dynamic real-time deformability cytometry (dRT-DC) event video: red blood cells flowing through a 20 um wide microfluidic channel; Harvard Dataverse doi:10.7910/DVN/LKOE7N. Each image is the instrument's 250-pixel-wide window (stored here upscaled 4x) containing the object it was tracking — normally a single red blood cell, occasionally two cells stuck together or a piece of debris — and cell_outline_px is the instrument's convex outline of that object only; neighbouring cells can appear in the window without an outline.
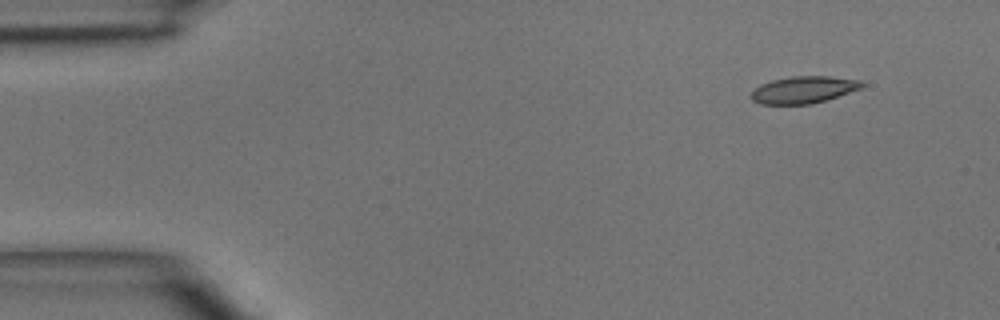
{"species": "common noctule bat (a hibernating species)", "species_latin": "Nyctalus noctula", "temperature_condition": "room temperature", "stored_images_in_passage": 3, "camera_frame_rate_fps": 3000, "um_per_image_px": 0.085, "animal": {"sex": "male", "body_mass_g": 15.6}, "frame": {"image": 1, "passage_image": 1, "time_ms": 0.0, "image_size_px": [1000, 320], "cell_outline_px": [[864, 84], [860, 88], [812, 104], [760, 104], [752, 100], [752, 92], [760, 84], [772, 80], [792, 76], [828, 76], [860, 80]], "centroid_in_image_um": [68.27, 7.62], "position_along_channel_um": 16.7, "area_um2": 17.11}}
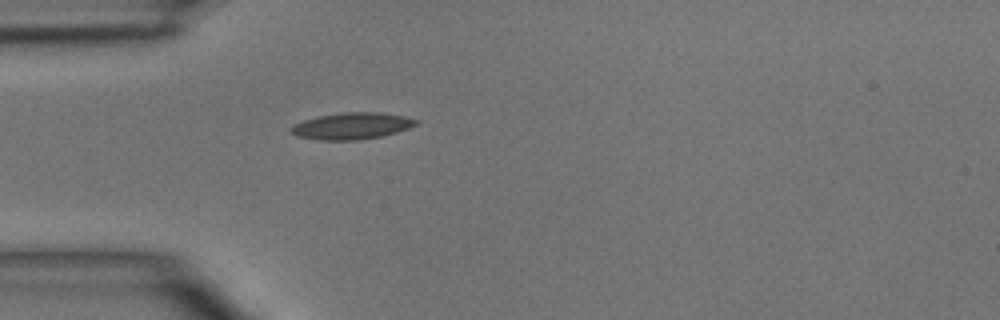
{"frame": {"image": 2, "passage_image": 3, "time_ms": 3.0, "image_size_px": [1000, 320], "cell_outline_px": [[420, 120], [416, 124], [408, 128], [384, 136], [356, 140], [316, 140], [296, 136], [292, 132], [292, 128], [296, 124], [304, 120], [320, 116], [344, 112], [380, 112], [404, 116]], "centroid_in_image_um": [29.94, 10.71], "position_along_channel_um": 55.1, "area_um2": 19.25}}